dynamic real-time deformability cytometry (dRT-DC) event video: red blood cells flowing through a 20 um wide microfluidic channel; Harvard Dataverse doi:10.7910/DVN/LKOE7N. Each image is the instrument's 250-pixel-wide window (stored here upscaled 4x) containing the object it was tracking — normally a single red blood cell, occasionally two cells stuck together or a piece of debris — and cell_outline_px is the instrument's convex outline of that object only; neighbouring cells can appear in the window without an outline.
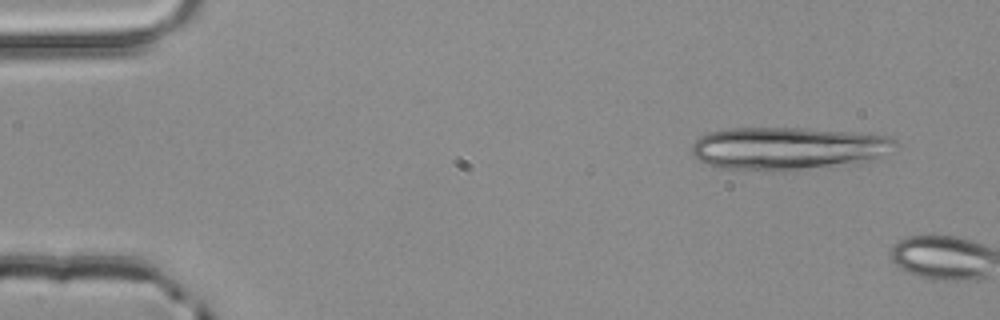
{"species": "common noctule bat (a hibernating species)", "species_latin": "Nyctalus noctula", "temperature_condition": "room temperature", "stored_images_in_passage": 4, "camera_frame_rate_fps": 3000, "um_per_image_px": 0.085, "animal": {"sex": "male", "body_mass_g": 20.4}, "frame": {"image": 1, "passage_image": 1, "time_ms": 0.0, "image_size_px": [1000, 320], "cell_outline_px": [[900, 144], [872, 160], [856, 164], [784, 172], [780, 172], [716, 168], [704, 164], [692, 156], [692, 144], [700, 136], [708, 132], [728, 128], [804, 128], [852, 132], [888, 136], [896, 140]], "centroid_in_image_um": [66.93, 12.64], "position_along_channel_um": 18.1, "area_um2": 51.79}}